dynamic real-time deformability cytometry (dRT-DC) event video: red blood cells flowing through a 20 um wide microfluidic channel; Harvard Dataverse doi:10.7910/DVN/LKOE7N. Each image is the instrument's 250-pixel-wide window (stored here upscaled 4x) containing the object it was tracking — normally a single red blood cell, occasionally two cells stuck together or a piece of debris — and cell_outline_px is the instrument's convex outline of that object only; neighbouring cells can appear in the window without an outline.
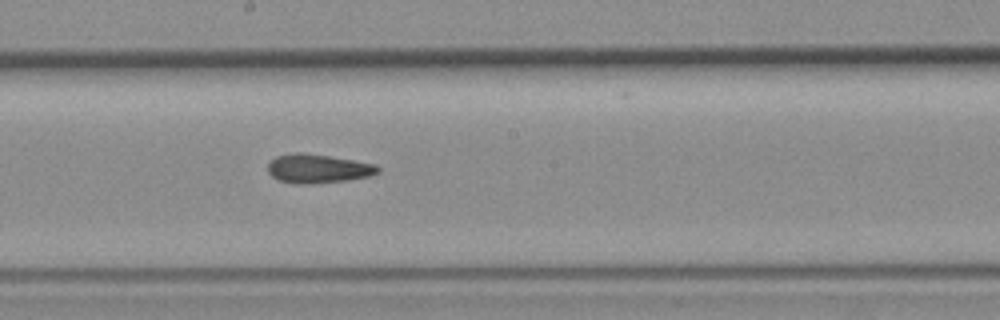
{"species": "common noctule bat (a hibernating species)", "species_latin": "Nyctalus noctula", "temperature_condition": "room temperature", "stored_images_in_passage": 7, "camera_frame_rate_fps": 3000, "um_per_image_px": 0.085, "animal": {"sex": "female", "body_mass_g": 19.3, "forearm_length_mm": 54.1}, "frame": {"image": 1, "passage_image": 7, "time_ms": 7.0, "image_size_px": [1000, 320], "cell_outline_px": [[380, 172], [372, 176], [348, 180], [312, 184], [300, 184], [280, 180], [272, 176], [268, 172], [268, 164], [276, 156], [292, 152], [300, 152], [328, 156], [376, 164], [380, 168]], "centroid_in_image_um": [27.05, 14.33], "position_along_channel_um": 221.1, "area_um2": 18.55}}